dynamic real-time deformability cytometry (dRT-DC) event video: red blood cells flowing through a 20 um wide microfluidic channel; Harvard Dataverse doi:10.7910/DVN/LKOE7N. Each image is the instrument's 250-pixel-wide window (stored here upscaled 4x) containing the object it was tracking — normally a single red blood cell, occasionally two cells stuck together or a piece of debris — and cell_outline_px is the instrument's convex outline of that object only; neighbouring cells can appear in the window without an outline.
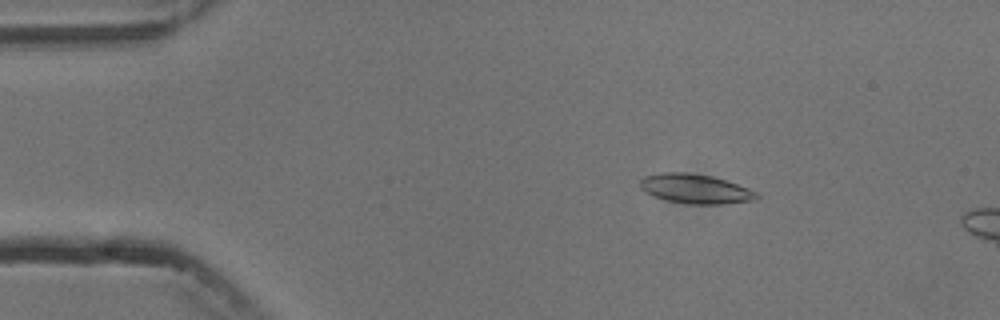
{"species": "common noctule bat (a hibernating species)", "species_latin": "Nyctalus noctula", "temperature_condition": "cold", "stored_images_in_passage": 5, "camera_frame_rate_fps": 3000, "um_per_image_px": 0.085, "animal": {"sex": "male", "body_mass_g": 13.3}, "frame": {"image": 1, "passage_image": 3, "time_ms": 2.333, "image_size_px": [1000, 320], "cell_outline_px": [[760, 196], [756, 200], [720, 204], [692, 204], [668, 200], [644, 192], [640, 188], [640, 180], [644, 176], [660, 172], [684, 172], [712, 176], [748, 188], [756, 192]], "centroid_in_image_um": [59.09, 16.04], "position_along_channel_um": 25.9, "area_um2": 19.83}}